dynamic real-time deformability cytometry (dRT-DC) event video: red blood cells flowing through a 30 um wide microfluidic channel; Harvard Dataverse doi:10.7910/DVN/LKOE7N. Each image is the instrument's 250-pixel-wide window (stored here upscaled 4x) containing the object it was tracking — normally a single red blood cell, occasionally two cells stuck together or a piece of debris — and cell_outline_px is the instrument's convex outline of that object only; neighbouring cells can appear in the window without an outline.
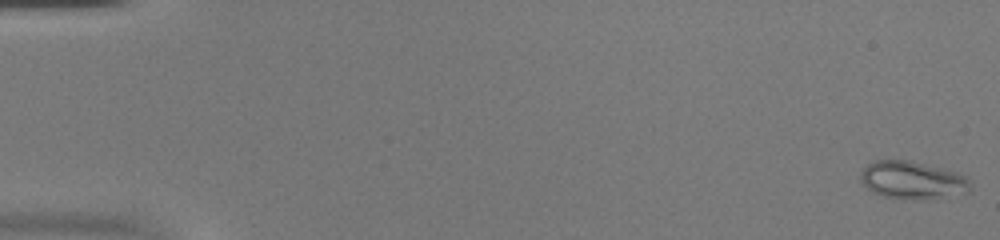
{"species": "common noctule bat (a hibernating species)", "species_latin": "Nyctalus noctula", "temperature_condition": "warm", "stored_images_in_passage": 53, "camera_frame_rate_fps": 3000, "um_per_image_px": 0.085, "animal": {"sex": "female", "body_mass_g": 20.0, "forearm_length_mm": 54.0}, "frame": {"image": 1, "passage_image": 1, "time_ms": 0.0, "image_size_px": [1000, 240], "cell_outline_px": [[972, 188], [968, 192], [936, 200], [904, 200], [884, 196], [872, 192], [860, 180], [860, 172], [868, 164], [876, 160], [908, 160], [956, 172], [968, 176], [972, 184]], "centroid_in_image_um": [77.61, 15.35], "position_along_channel_um": 7.4, "area_um2": 24.68}}
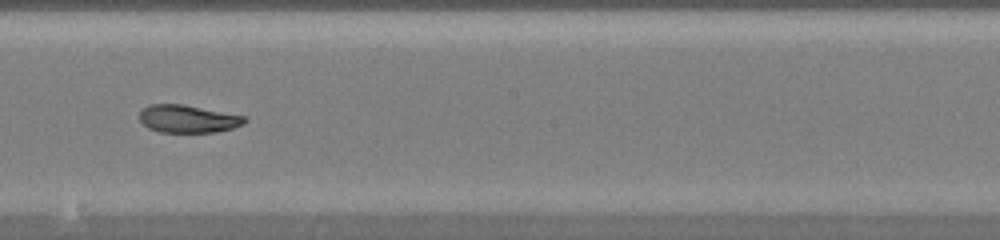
{"frame": {"image": 2, "passage_image": 31, "time_ms": 10.0, "image_size_px": [1000, 240], "cell_outline_px": [[248, 120], [244, 124], [232, 128], [216, 132], [160, 132], [148, 128], [140, 120], [140, 112], [148, 104], [184, 104], [244, 116]], "centroid_in_image_um": [15.98, 10.1], "position_along_channel_um": 232.2, "area_um2": 16.94}}
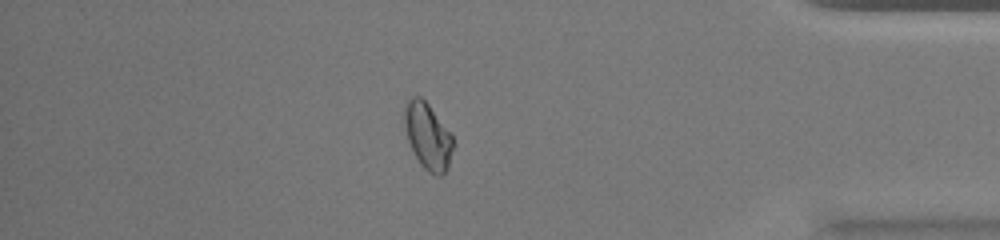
{"frame": {"image": 3, "passage_image": 46, "time_ms": 15.0, "image_size_px": [1000, 240], "cell_outline_px": [[456, 144], [448, 168], [440, 176], [436, 176], [428, 172], [420, 164], [408, 140], [404, 128], [404, 104], [412, 96], [420, 96], [428, 104], [452, 132]], "centroid_in_image_um": [36.41, 11.57], "position_along_channel_um": 398.8, "area_um2": 19.31}, "authors_computed_cell_mechanics": {"area_um2": 19.3052, "velocity_mm_per_s": 3.9511, "shape_relaxation_time_tau1_ms": null, "shape_relaxation_time_tau2_ms": 1.8239, "deformation_change_tau1": null, "deformation_change_tau2": 0.0533}}